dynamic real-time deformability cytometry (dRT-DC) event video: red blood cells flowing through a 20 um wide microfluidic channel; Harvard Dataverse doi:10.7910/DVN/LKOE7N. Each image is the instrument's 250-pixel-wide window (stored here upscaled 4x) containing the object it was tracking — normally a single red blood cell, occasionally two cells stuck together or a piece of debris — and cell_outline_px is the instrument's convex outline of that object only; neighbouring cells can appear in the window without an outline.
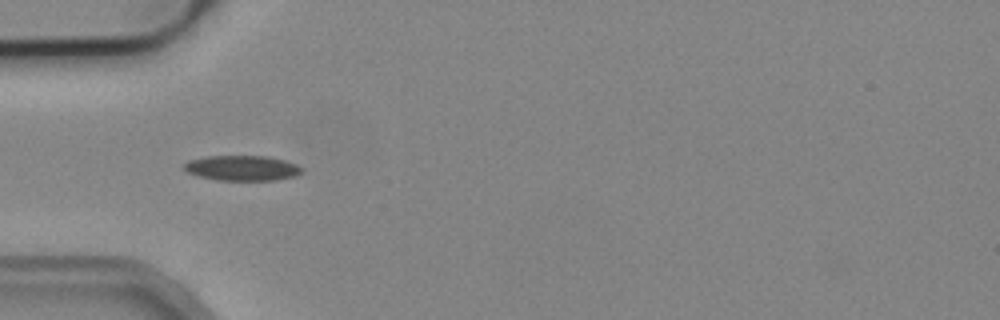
{"species": "common noctule bat (a hibernating species)", "species_latin": "Nyctalus noctula", "temperature_condition": "cold", "stored_images_in_passage": 9, "camera_frame_rate_fps": 3000, "um_per_image_px": 0.085, "animal": {"sex": "male", "body_mass_g": 19.2, "forearm_length_mm": 51.8}, "frame": {"image": 1, "passage_image": 4, "time_ms": 5.0, "image_size_px": [1000, 320], "cell_outline_px": [[300, 172], [296, 176], [276, 180], [216, 180], [196, 176], [188, 172], [184, 168], [184, 164], [188, 160], [208, 156], [268, 156], [284, 160], [296, 164], [300, 168]], "centroid_in_image_um": [20.55, 14.28], "position_along_channel_um": 64.5, "area_um2": 17.22}}
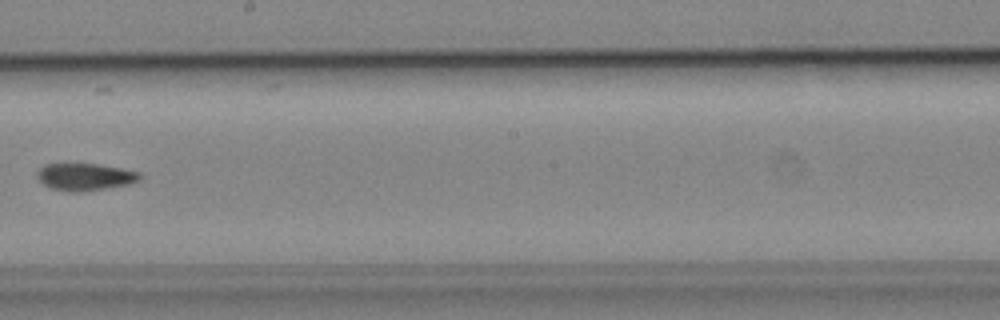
{"frame": {"image": 2, "passage_image": 8, "time_ms": 9.667, "image_size_px": [1000, 320], "cell_outline_px": [[144, 176], [140, 180], [128, 184], [80, 192], [68, 192], [52, 188], [44, 184], [36, 176], [36, 172], [44, 164], [100, 164], [140, 172]], "centroid_in_image_um": [7.24, 15.02], "position_along_channel_um": 241.0, "area_um2": 16.24}}
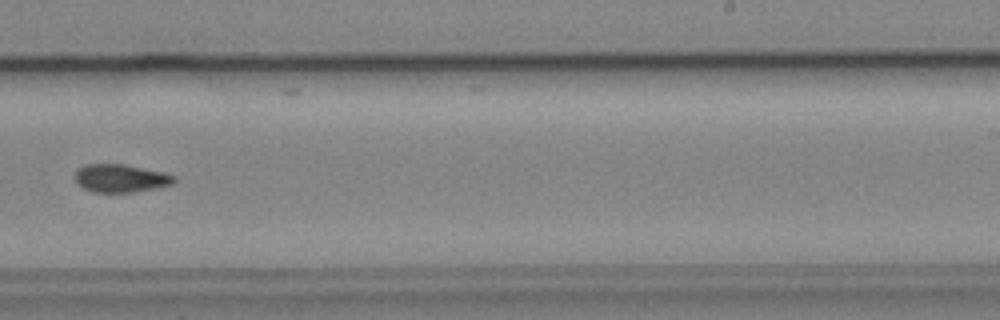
{"frame": {"image": 3, "passage_image": 9, "time_ms": 10.667, "image_size_px": [1000, 320], "cell_outline_px": [[176, 180], [172, 184], [132, 192], [92, 192], [84, 188], [76, 180], [76, 172], [80, 168], [88, 164], [124, 164], [164, 172], [176, 176]], "centroid_in_image_um": [10.29, 15.14], "position_along_channel_um": 278.7, "area_um2": 15.9}}